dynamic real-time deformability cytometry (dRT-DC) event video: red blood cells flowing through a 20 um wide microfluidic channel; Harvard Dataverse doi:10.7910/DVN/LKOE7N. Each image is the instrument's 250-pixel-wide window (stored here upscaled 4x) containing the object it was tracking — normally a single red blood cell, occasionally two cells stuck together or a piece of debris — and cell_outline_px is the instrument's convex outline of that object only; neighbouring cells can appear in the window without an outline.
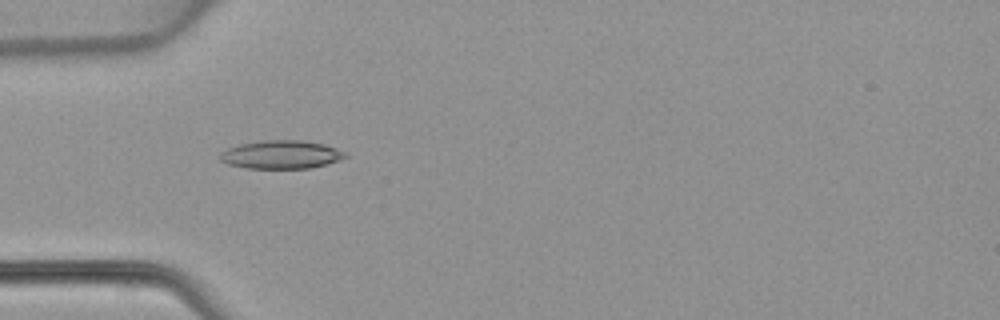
{"species": "common noctule bat (a hibernating species)", "species_latin": "Nyctalus noctula", "temperature_condition": "warm", "stored_images_in_passage": 47, "camera_frame_rate_fps": 3000, "um_per_image_px": 0.085, "animal": {"sex": "female", "body_mass_g": 22.7, "forearm_length_mm": 54.2}, "frame": {"image": 1, "passage_image": 14, "time_ms": 4.333, "image_size_px": [1000, 320], "cell_outline_px": [[348, 156], [340, 160], [312, 168], [248, 168], [228, 164], [220, 160], [220, 152], [228, 148], [240, 144], [264, 140], [300, 140], [324, 144], [348, 152]], "centroid_in_image_um": [23.94, 13.14], "position_along_channel_um": 61.1, "area_um2": 20.69}}
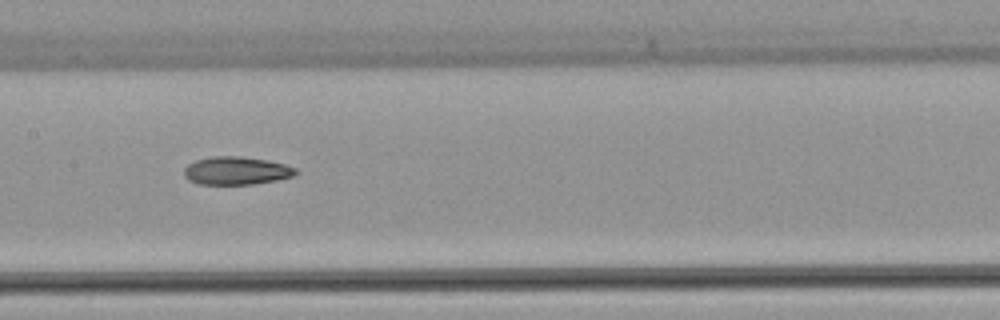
{"frame": {"image": 2, "passage_image": 23, "time_ms": 7.333, "image_size_px": [1000, 320], "cell_outline_px": [[296, 172], [292, 176], [276, 180], [252, 184], [200, 184], [188, 180], [184, 176], [184, 168], [188, 164], [196, 160], [212, 156], [240, 156], [268, 160], [284, 164], [296, 168]], "centroid_in_image_um": [20.05, 14.5], "position_along_channel_um": 187.3, "area_um2": 18.15}}
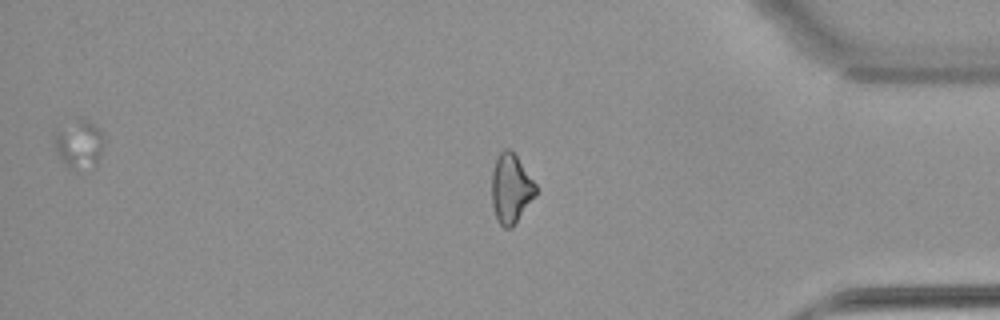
{"frame": {"image": 3, "passage_image": 39, "time_ms": 12.667, "image_size_px": [1000, 320], "cell_outline_px": [[536, 196], [512, 228], [504, 228], [496, 220], [492, 204], [492, 172], [496, 160], [500, 152], [504, 148], [508, 148], [516, 156], [536, 184]], "centroid_in_image_um": [43.42, 16.07], "position_along_channel_um": 391.8, "area_um2": 17.74}}